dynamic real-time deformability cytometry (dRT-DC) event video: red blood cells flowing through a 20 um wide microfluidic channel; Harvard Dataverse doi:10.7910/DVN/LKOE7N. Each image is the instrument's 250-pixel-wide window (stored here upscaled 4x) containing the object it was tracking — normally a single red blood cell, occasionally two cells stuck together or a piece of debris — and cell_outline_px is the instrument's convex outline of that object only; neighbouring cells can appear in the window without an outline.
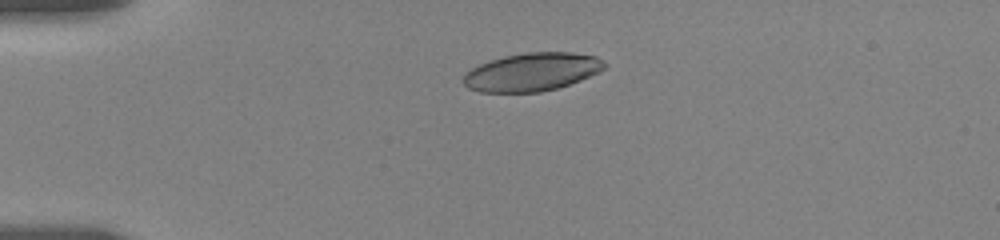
{"species": "human", "species_latin": "Homo sapiens", "temperature_condition": "room temperature", "stored_images_in_passage": 6, "camera_frame_rate_fps": 3000, "um_per_image_px": 0.085, "donor": {"sex": "female"}, "frame": {"image": 1, "passage_image": 5, "time_ms": 3.333, "image_size_px": [1000, 240], "cell_outline_px": [[608, 64], [604, 68], [580, 80], [556, 88], [540, 92], [480, 92], [468, 88], [460, 80], [464, 72], [480, 64], [504, 56], [528, 52], [572, 52], [596, 56]], "centroid_in_image_um": [45.17, 6.11], "position_along_channel_um": 39.8, "area_um2": 31.33}}